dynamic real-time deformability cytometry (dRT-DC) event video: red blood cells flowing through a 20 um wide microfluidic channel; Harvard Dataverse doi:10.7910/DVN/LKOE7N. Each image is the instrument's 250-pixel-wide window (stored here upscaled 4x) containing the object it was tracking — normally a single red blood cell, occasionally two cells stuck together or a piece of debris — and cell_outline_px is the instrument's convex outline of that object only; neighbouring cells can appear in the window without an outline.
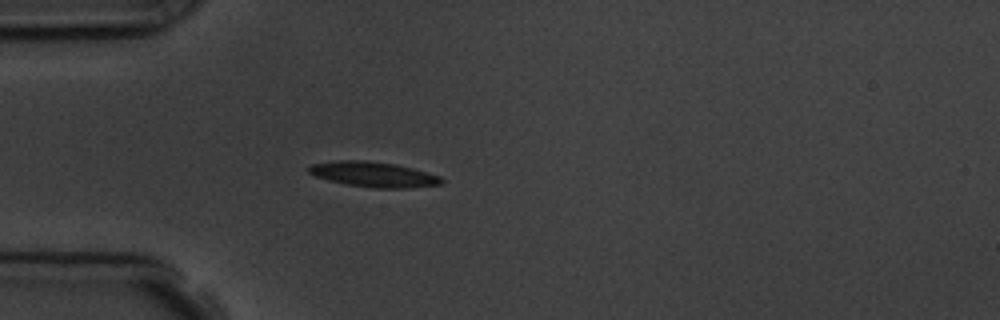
{"species": "common noctule bat (a hibernating species)", "species_latin": "Nyctalus noctula", "temperature_condition": "room temperature", "stored_images_in_passage": 1, "camera_frame_rate_fps": 3000, "um_per_image_px": 0.085, "animal": {"sex": "male", "body_mass_g": 19.5, "forearm_length_mm": 54.6}, "frame": {"image": 1, "passage_image": 1, "time_ms": 0.0, "image_size_px": [1000, 320], "cell_outline_px": [[444, 180], [440, 184], [408, 188], [376, 188], [348, 184], [328, 180], [312, 176], [308, 172], [308, 168], [312, 164], [340, 160], [364, 160], [396, 164], [412, 168], [440, 176]], "centroid_in_image_um": [31.73, 14.82], "position_along_channel_um": 53.3, "area_um2": 19.36}}